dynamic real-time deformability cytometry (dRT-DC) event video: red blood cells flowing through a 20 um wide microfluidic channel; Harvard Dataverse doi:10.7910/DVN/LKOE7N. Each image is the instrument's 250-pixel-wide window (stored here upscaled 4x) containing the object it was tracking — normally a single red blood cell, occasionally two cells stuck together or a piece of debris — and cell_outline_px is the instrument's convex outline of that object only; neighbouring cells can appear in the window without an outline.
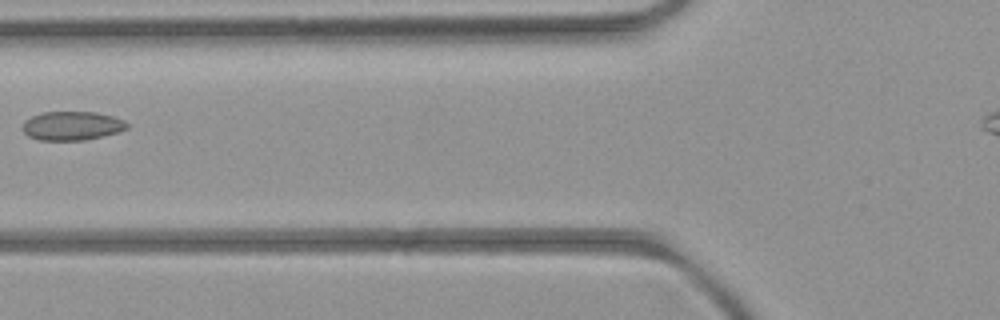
{"species": "common noctule bat (a hibernating species)", "species_latin": "Nyctalus noctula", "temperature_condition": "room temperature", "stored_images_in_passage": 5, "camera_frame_rate_fps": 3000, "um_per_image_px": 0.085, "animal": {"sex": "female", "body_mass_g": 21.9}, "frame": {"image": 1, "passage_image": 5, "time_ms": 5.333, "image_size_px": [1000, 320], "cell_outline_px": [[128, 128], [104, 136], [84, 140], [40, 140], [28, 136], [20, 128], [24, 120], [32, 116], [44, 112], [96, 112], [112, 116], [124, 120], [128, 124]], "centroid_in_image_um": [6.09, 10.69], "position_along_channel_um": 119.7, "area_um2": 17.63}}